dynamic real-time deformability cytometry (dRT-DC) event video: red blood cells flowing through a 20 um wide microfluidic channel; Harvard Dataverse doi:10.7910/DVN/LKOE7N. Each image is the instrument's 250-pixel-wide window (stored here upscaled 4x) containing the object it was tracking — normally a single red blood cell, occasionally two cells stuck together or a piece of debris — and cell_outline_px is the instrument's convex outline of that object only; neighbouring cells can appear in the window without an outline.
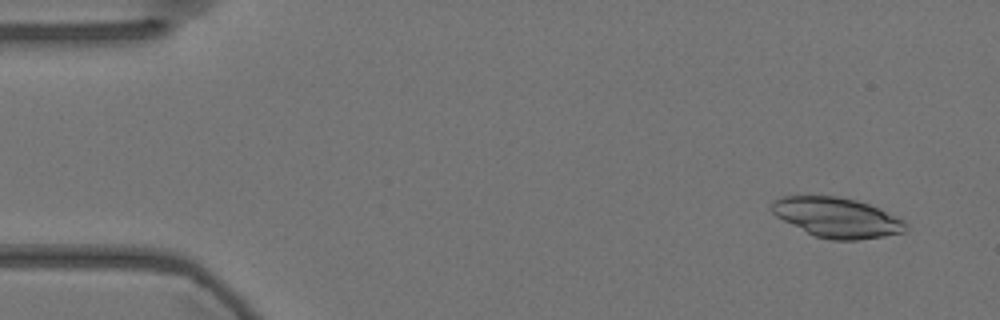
{"species": "Egyptian fruit bat (a non-hibernating species)", "species_latin": "Rousettus aegyptiacus", "temperature_condition": "warm", "stored_images_in_passage": 56, "camera_frame_rate_fps": 3000, "um_per_image_px": 0.085, "animal": {"sex": "female"}, "frame": {"image": 1, "passage_image": 4, "time_ms": 1.0, "image_size_px": [1000, 320], "cell_outline_px": [[908, 228], [904, 232], [884, 236], [856, 240], [832, 240], [816, 236], [776, 216], [772, 212], [772, 200], [780, 196], [840, 196], [856, 200], [868, 204], [904, 220], [908, 224]], "centroid_in_image_um": [71.15, 18.48], "position_along_channel_um": 13.8, "area_um2": 30.87}}
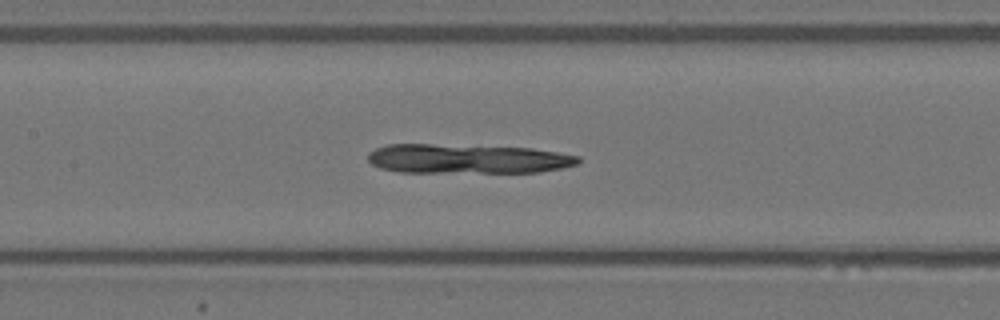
{"frame": {"image": 2, "passage_image": 26, "time_ms": 8.333, "image_size_px": [1000, 320], "cell_outline_px": [[580, 160], [576, 164], [560, 168], [540, 172], [400, 172], [380, 168], [372, 164], [368, 160], [368, 152], [384, 144], [432, 144], [532, 148], [580, 156]], "centroid_in_image_um": [39.68, 13.49], "position_along_channel_um": 167.7, "area_um2": 36.01}}